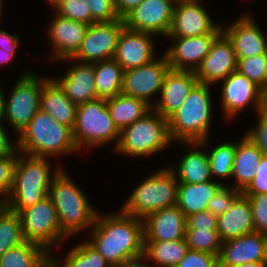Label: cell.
I'll use <instances>...</instances> for the list:
<instances>
[{"label":"cell","instance_id":"1","mask_svg":"<svg viewBox=\"0 0 267 267\" xmlns=\"http://www.w3.org/2000/svg\"><path fill=\"white\" fill-rule=\"evenodd\" d=\"M88 241L111 267H121L143 258V219L124 213L96 214Z\"/></svg>","mask_w":267,"mask_h":267},{"label":"cell","instance_id":"2","mask_svg":"<svg viewBox=\"0 0 267 267\" xmlns=\"http://www.w3.org/2000/svg\"><path fill=\"white\" fill-rule=\"evenodd\" d=\"M55 172L47 196L57 210L62 235L67 238L92 227L98 211L64 168L58 167Z\"/></svg>","mask_w":267,"mask_h":267},{"label":"cell","instance_id":"3","mask_svg":"<svg viewBox=\"0 0 267 267\" xmlns=\"http://www.w3.org/2000/svg\"><path fill=\"white\" fill-rule=\"evenodd\" d=\"M16 146L21 153L44 158L68 152L76 153L78 150L73 141L72 130L41 109L19 134Z\"/></svg>","mask_w":267,"mask_h":267},{"label":"cell","instance_id":"4","mask_svg":"<svg viewBox=\"0 0 267 267\" xmlns=\"http://www.w3.org/2000/svg\"><path fill=\"white\" fill-rule=\"evenodd\" d=\"M209 86L198 82L180 108L167 119L171 140L184 144L208 139L212 119Z\"/></svg>","mask_w":267,"mask_h":267},{"label":"cell","instance_id":"5","mask_svg":"<svg viewBox=\"0 0 267 267\" xmlns=\"http://www.w3.org/2000/svg\"><path fill=\"white\" fill-rule=\"evenodd\" d=\"M15 182L9 194L6 207L13 212H20L33 206L48 195L53 176L50 174L48 158L25 156L19 152ZM27 157V158H25ZM52 177H51V176Z\"/></svg>","mask_w":267,"mask_h":267},{"label":"cell","instance_id":"6","mask_svg":"<svg viewBox=\"0 0 267 267\" xmlns=\"http://www.w3.org/2000/svg\"><path fill=\"white\" fill-rule=\"evenodd\" d=\"M170 143L168 120L151 109L120 131L119 142L114 150L118 154L145 157L165 150Z\"/></svg>","mask_w":267,"mask_h":267},{"label":"cell","instance_id":"7","mask_svg":"<svg viewBox=\"0 0 267 267\" xmlns=\"http://www.w3.org/2000/svg\"><path fill=\"white\" fill-rule=\"evenodd\" d=\"M178 181L171 168L158 170L139 184L121 210L129 215L144 219L148 214L175 206Z\"/></svg>","mask_w":267,"mask_h":267},{"label":"cell","instance_id":"8","mask_svg":"<svg viewBox=\"0 0 267 267\" xmlns=\"http://www.w3.org/2000/svg\"><path fill=\"white\" fill-rule=\"evenodd\" d=\"M72 137L78 152L82 147H101L113 139L114 149L117 147L120 131L114 125L106 99L98 98L77 106Z\"/></svg>","mask_w":267,"mask_h":267},{"label":"cell","instance_id":"9","mask_svg":"<svg viewBox=\"0 0 267 267\" xmlns=\"http://www.w3.org/2000/svg\"><path fill=\"white\" fill-rule=\"evenodd\" d=\"M18 215L24 242L35 244L52 255L50 251L53 247L66 239L62 235L57 210L48 196L18 212Z\"/></svg>","mask_w":267,"mask_h":267},{"label":"cell","instance_id":"10","mask_svg":"<svg viewBox=\"0 0 267 267\" xmlns=\"http://www.w3.org/2000/svg\"><path fill=\"white\" fill-rule=\"evenodd\" d=\"M46 80L30 71L23 73L5 101L4 118L18 135L40 110L41 89Z\"/></svg>","mask_w":267,"mask_h":267},{"label":"cell","instance_id":"11","mask_svg":"<svg viewBox=\"0 0 267 267\" xmlns=\"http://www.w3.org/2000/svg\"><path fill=\"white\" fill-rule=\"evenodd\" d=\"M125 27L123 19L113 22H100L89 25L84 40L77 53L65 61L78 60L83 63H96L113 59L120 33Z\"/></svg>","mask_w":267,"mask_h":267},{"label":"cell","instance_id":"12","mask_svg":"<svg viewBox=\"0 0 267 267\" xmlns=\"http://www.w3.org/2000/svg\"><path fill=\"white\" fill-rule=\"evenodd\" d=\"M170 70L166 56L140 67L127 69L123 74L121 93L145 101L153 107L150 97L161 92L163 80Z\"/></svg>","mask_w":267,"mask_h":267},{"label":"cell","instance_id":"13","mask_svg":"<svg viewBox=\"0 0 267 267\" xmlns=\"http://www.w3.org/2000/svg\"><path fill=\"white\" fill-rule=\"evenodd\" d=\"M222 81L220 105L227 118H233L250 104H254L256 111L267 104V95L239 71Z\"/></svg>","mask_w":267,"mask_h":267},{"label":"cell","instance_id":"14","mask_svg":"<svg viewBox=\"0 0 267 267\" xmlns=\"http://www.w3.org/2000/svg\"><path fill=\"white\" fill-rule=\"evenodd\" d=\"M172 0H143L124 18L125 27L167 37L173 20Z\"/></svg>","mask_w":267,"mask_h":267},{"label":"cell","instance_id":"15","mask_svg":"<svg viewBox=\"0 0 267 267\" xmlns=\"http://www.w3.org/2000/svg\"><path fill=\"white\" fill-rule=\"evenodd\" d=\"M200 0L175 3L171 29L167 37H194L207 33H222L221 25L214 24Z\"/></svg>","mask_w":267,"mask_h":267},{"label":"cell","instance_id":"16","mask_svg":"<svg viewBox=\"0 0 267 267\" xmlns=\"http://www.w3.org/2000/svg\"><path fill=\"white\" fill-rule=\"evenodd\" d=\"M220 34L207 33L194 37H166L174 40V45L164 53L170 69L195 72Z\"/></svg>","mask_w":267,"mask_h":267},{"label":"cell","instance_id":"17","mask_svg":"<svg viewBox=\"0 0 267 267\" xmlns=\"http://www.w3.org/2000/svg\"><path fill=\"white\" fill-rule=\"evenodd\" d=\"M234 47L222 32L213 42L210 52L195 71L199 83L214 84L237 70Z\"/></svg>","mask_w":267,"mask_h":267},{"label":"cell","instance_id":"18","mask_svg":"<svg viewBox=\"0 0 267 267\" xmlns=\"http://www.w3.org/2000/svg\"><path fill=\"white\" fill-rule=\"evenodd\" d=\"M256 261H267V235L254 231L222 242L219 267H235Z\"/></svg>","mask_w":267,"mask_h":267},{"label":"cell","instance_id":"19","mask_svg":"<svg viewBox=\"0 0 267 267\" xmlns=\"http://www.w3.org/2000/svg\"><path fill=\"white\" fill-rule=\"evenodd\" d=\"M154 34L123 28L114 60L123 70L140 67L155 60Z\"/></svg>","mask_w":267,"mask_h":267},{"label":"cell","instance_id":"20","mask_svg":"<svg viewBox=\"0 0 267 267\" xmlns=\"http://www.w3.org/2000/svg\"><path fill=\"white\" fill-rule=\"evenodd\" d=\"M197 83L194 71L170 69L163 80L161 97L153 103L152 109L168 119L180 108Z\"/></svg>","mask_w":267,"mask_h":267},{"label":"cell","instance_id":"21","mask_svg":"<svg viewBox=\"0 0 267 267\" xmlns=\"http://www.w3.org/2000/svg\"><path fill=\"white\" fill-rule=\"evenodd\" d=\"M222 32L232 43L237 58L267 53V38L251 15H241L228 28L222 27Z\"/></svg>","mask_w":267,"mask_h":267},{"label":"cell","instance_id":"22","mask_svg":"<svg viewBox=\"0 0 267 267\" xmlns=\"http://www.w3.org/2000/svg\"><path fill=\"white\" fill-rule=\"evenodd\" d=\"M89 25L73 21L56 14L49 26V40L52 42L53 54L50 60L72 58L79 50Z\"/></svg>","mask_w":267,"mask_h":267},{"label":"cell","instance_id":"23","mask_svg":"<svg viewBox=\"0 0 267 267\" xmlns=\"http://www.w3.org/2000/svg\"><path fill=\"white\" fill-rule=\"evenodd\" d=\"M144 241H173L185 238L186 217L177 205L148 214L143 219Z\"/></svg>","mask_w":267,"mask_h":267},{"label":"cell","instance_id":"24","mask_svg":"<svg viewBox=\"0 0 267 267\" xmlns=\"http://www.w3.org/2000/svg\"><path fill=\"white\" fill-rule=\"evenodd\" d=\"M54 80L77 106L98 99L94 63H76L67 70L63 77L54 78Z\"/></svg>","mask_w":267,"mask_h":267},{"label":"cell","instance_id":"25","mask_svg":"<svg viewBox=\"0 0 267 267\" xmlns=\"http://www.w3.org/2000/svg\"><path fill=\"white\" fill-rule=\"evenodd\" d=\"M40 109L60 124L73 130L77 105L67 97L59 84L50 77L43 83L41 89Z\"/></svg>","mask_w":267,"mask_h":267},{"label":"cell","instance_id":"26","mask_svg":"<svg viewBox=\"0 0 267 267\" xmlns=\"http://www.w3.org/2000/svg\"><path fill=\"white\" fill-rule=\"evenodd\" d=\"M216 224L222 242L254 232L249 198L242 195L228 211L217 216Z\"/></svg>","mask_w":267,"mask_h":267},{"label":"cell","instance_id":"27","mask_svg":"<svg viewBox=\"0 0 267 267\" xmlns=\"http://www.w3.org/2000/svg\"><path fill=\"white\" fill-rule=\"evenodd\" d=\"M263 156L259 147L245 134L236 142V151L232 165L234 188L243 192L256 176V169Z\"/></svg>","mask_w":267,"mask_h":267},{"label":"cell","instance_id":"28","mask_svg":"<svg viewBox=\"0 0 267 267\" xmlns=\"http://www.w3.org/2000/svg\"><path fill=\"white\" fill-rule=\"evenodd\" d=\"M207 142V139L201 142H185L190 148L196 149H190L181 157L182 159L178 163L177 171H175V168L170 167L178 183L194 184L212 180L208 154L207 152L197 150V147H203Z\"/></svg>","mask_w":267,"mask_h":267},{"label":"cell","instance_id":"29","mask_svg":"<svg viewBox=\"0 0 267 267\" xmlns=\"http://www.w3.org/2000/svg\"><path fill=\"white\" fill-rule=\"evenodd\" d=\"M223 182L206 181L202 183H178L177 203L178 208L185 217L207 210V203L215 195Z\"/></svg>","mask_w":267,"mask_h":267},{"label":"cell","instance_id":"30","mask_svg":"<svg viewBox=\"0 0 267 267\" xmlns=\"http://www.w3.org/2000/svg\"><path fill=\"white\" fill-rule=\"evenodd\" d=\"M106 104L114 125L119 131L139 120L152 109L145 101L122 93L106 99Z\"/></svg>","mask_w":267,"mask_h":267},{"label":"cell","instance_id":"31","mask_svg":"<svg viewBox=\"0 0 267 267\" xmlns=\"http://www.w3.org/2000/svg\"><path fill=\"white\" fill-rule=\"evenodd\" d=\"M188 251L186 239L173 241H144L142 260L148 259L155 264L149 267H176Z\"/></svg>","mask_w":267,"mask_h":267},{"label":"cell","instance_id":"32","mask_svg":"<svg viewBox=\"0 0 267 267\" xmlns=\"http://www.w3.org/2000/svg\"><path fill=\"white\" fill-rule=\"evenodd\" d=\"M94 71L98 98L109 99L121 93L124 70L114 59L94 63Z\"/></svg>","mask_w":267,"mask_h":267},{"label":"cell","instance_id":"33","mask_svg":"<svg viewBox=\"0 0 267 267\" xmlns=\"http://www.w3.org/2000/svg\"><path fill=\"white\" fill-rule=\"evenodd\" d=\"M50 258L43 248L23 242L0 257V267H43Z\"/></svg>","mask_w":267,"mask_h":267},{"label":"cell","instance_id":"34","mask_svg":"<svg viewBox=\"0 0 267 267\" xmlns=\"http://www.w3.org/2000/svg\"><path fill=\"white\" fill-rule=\"evenodd\" d=\"M24 242L18 213L0 207V257L9 249Z\"/></svg>","mask_w":267,"mask_h":267},{"label":"cell","instance_id":"35","mask_svg":"<svg viewBox=\"0 0 267 267\" xmlns=\"http://www.w3.org/2000/svg\"><path fill=\"white\" fill-rule=\"evenodd\" d=\"M65 259L59 267H111L88 240L71 249Z\"/></svg>","mask_w":267,"mask_h":267},{"label":"cell","instance_id":"36","mask_svg":"<svg viewBox=\"0 0 267 267\" xmlns=\"http://www.w3.org/2000/svg\"><path fill=\"white\" fill-rule=\"evenodd\" d=\"M235 151L236 143L231 141L219 144L210 153L207 152L212 179L214 175L218 178H231Z\"/></svg>","mask_w":267,"mask_h":267},{"label":"cell","instance_id":"37","mask_svg":"<svg viewBox=\"0 0 267 267\" xmlns=\"http://www.w3.org/2000/svg\"><path fill=\"white\" fill-rule=\"evenodd\" d=\"M188 249L219 256L222 246L217 229H186Z\"/></svg>","mask_w":267,"mask_h":267},{"label":"cell","instance_id":"38","mask_svg":"<svg viewBox=\"0 0 267 267\" xmlns=\"http://www.w3.org/2000/svg\"><path fill=\"white\" fill-rule=\"evenodd\" d=\"M237 71L246 76L267 95V53L237 58Z\"/></svg>","mask_w":267,"mask_h":267},{"label":"cell","instance_id":"39","mask_svg":"<svg viewBox=\"0 0 267 267\" xmlns=\"http://www.w3.org/2000/svg\"><path fill=\"white\" fill-rule=\"evenodd\" d=\"M50 4L61 17L92 24V12L85 0H54Z\"/></svg>","mask_w":267,"mask_h":267},{"label":"cell","instance_id":"40","mask_svg":"<svg viewBox=\"0 0 267 267\" xmlns=\"http://www.w3.org/2000/svg\"><path fill=\"white\" fill-rule=\"evenodd\" d=\"M17 172V155L0 157V207H5Z\"/></svg>","mask_w":267,"mask_h":267},{"label":"cell","instance_id":"41","mask_svg":"<svg viewBox=\"0 0 267 267\" xmlns=\"http://www.w3.org/2000/svg\"><path fill=\"white\" fill-rule=\"evenodd\" d=\"M243 195L239 190H236L226 184L222 185L213 197L207 203V210L213 215L219 216L225 211H228L233 204Z\"/></svg>","mask_w":267,"mask_h":267},{"label":"cell","instance_id":"42","mask_svg":"<svg viewBox=\"0 0 267 267\" xmlns=\"http://www.w3.org/2000/svg\"><path fill=\"white\" fill-rule=\"evenodd\" d=\"M243 195L250 200L255 232L267 235V193Z\"/></svg>","mask_w":267,"mask_h":267},{"label":"cell","instance_id":"43","mask_svg":"<svg viewBox=\"0 0 267 267\" xmlns=\"http://www.w3.org/2000/svg\"><path fill=\"white\" fill-rule=\"evenodd\" d=\"M92 12V24L113 22L120 19L116 12L114 0H85Z\"/></svg>","mask_w":267,"mask_h":267},{"label":"cell","instance_id":"44","mask_svg":"<svg viewBox=\"0 0 267 267\" xmlns=\"http://www.w3.org/2000/svg\"><path fill=\"white\" fill-rule=\"evenodd\" d=\"M176 267H219L218 256L188 249Z\"/></svg>","mask_w":267,"mask_h":267},{"label":"cell","instance_id":"45","mask_svg":"<svg viewBox=\"0 0 267 267\" xmlns=\"http://www.w3.org/2000/svg\"><path fill=\"white\" fill-rule=\"evenodd\" d=\"M258 125L248 130L246 135L259 147L264 156L267 157V104L257 111Z\"/></svg>","mask_w":267,"mask_h":267},{"label":"cell","instance_id":"46","mask_svg":"<svg viewBox=\"0 0 267 267\" xmlns=\"http://www.w3.org/2000/svg\"><path fill=\"white\" fill-rule=\"evenodd\" d=\"M243 194H263L267 193V157L262 156L256 169V176L249 186L242 192Z\"/></svg>","mask_w":267,"mask_h":267},{"label":"cell","instance_id":"47","mask_svg":"<svg viewBox=\"0 0 267 267\" xmlns=\"http://www.w3.org/2000/svg\"><path fill=\"white\" fill-rule=\"evenodd\" d=\"M217 216L209 210L186 217V229H217Z\"/></svg>","mask_w":267,"mask_h":267},{"label":"cell","instance_id":"48","mask_svg":"<svg viewBox=\"0 0 267 267\" xmlns=\"http://www.w3.org/2000/svg\"><path fill=\"white\" fill-rule=\"evenodd\" d=\"M1 123L3 122H0V157H4L6 155H17V153H19L17 146L15 145L17 142L10 141L8 134Z\"/></svg>","mask_w":267,"mask_h":267},{"label":"cell","instance_id":"49","mask_svg":"<svg viewBox=\"0 0 267 267\" xmlns=\"http://www.w3.org/2000/svg\"><path fill=\"white\" fill-rule=\"evenodd\" d=\"M19 36L0 30V48L7 53H16V48L19 45Z\"/></svg>","mask_w":267,"mask_h":267},{"label":"cell","instance_id":"50","mask_svg":"<svg viewBox=\"0 0 267 267\" xmlns=\"http://www.w3.org/2000/svg\"><path fill=\"white\" fill-rule=\"evenodd\" d=\"M143 0H114L117 14L123 19L130 11L136 8Z\"/></svg>","mask_w":267,"mask_h":267},{"label":"cell","instance_id":"51","mask_svg":"<svg viewBox=\"0 0 267 267\" xmlns=\"http://www.w3.org/2000/svg\"><path fill=\"white\" fill-rule=\"evenodd\" d=\"M15 53H7L0 48V65L8 64L9 61L14 57Z\"/></svg>","mask_w":267,"mask_h":267},{"label":"cell","instance_id":"52","mask_svg":"<svg viewBox=\"0 0 267 267\" xmlns=\"http://www.w3.org/2000/svg\"><path fill=\"white\" fill-rule=\"evenodd\" d=\"M5 101H6V98L3 95V89L0 87V122H3V119H4Z\"/></svg>","mask_w":267,"mask_h":267},{"label":"cell","instance_id":"53","mask_svg":"<svg viewBox=\"0 0 267 267\" xmlns=\"http://www.w3.org/2000/svg\"><path fill=\"white\" fill-rule=\"evenodd\" d=\"M235 267H267V261H256L250 263H244Z\"/></svg>","mask_w":267,"mask_h":267},{"label":"cell","instance_id":"54","mask_svg":"<svg viewBox=\"0 0 267 267\" xmlns=\"http://www.w3.org/2000/svg\"><path fill=\"white\" fill-rule=\"evenodd\" d=\"M121 267H149V266L146 265V263H144L143 260H140V261H136L130 264L123 265Z\"/></svg>","mask_w":267,"mask_h":267},{"label":"cell","instance_id":"55","mask_svg":"<svg viewBox=\"0 0 267 267\" xmlns=\"http://www.w3.org/2000/svg\"><path fill=\"white\" fill-rule=\"evenodd\" d=\"M43 267H59L57 261L53 257H51Z\"/></svg>","mask_w":267,"mask_h":267},{"label":"cell","instance_id":"56","mask_svg":"<svg viewBox=\"0 0 267 267\" xmlns=\"http://www.w3.org/2000/svg\"><path fill=\"white\" fill-rule=\"evenodd\" d=\"M3 0H0V21H1V17H2V7H3Z\"/></svg>","mask_w":267,"mask_h":267},{"label":"cell","instance_id":"57","mask_svg":"<svg viewBox=\"0 0 267 267\" xmlns=\"http://www.w3.org/2000/svg\"><path fill=\"white\" fill-rule=\"evenodd\" d=\"M174 3H177V2H182V1H187V0H172Z\"/></svg>","mask_w":267,"mask_h":267}]
</instances>
